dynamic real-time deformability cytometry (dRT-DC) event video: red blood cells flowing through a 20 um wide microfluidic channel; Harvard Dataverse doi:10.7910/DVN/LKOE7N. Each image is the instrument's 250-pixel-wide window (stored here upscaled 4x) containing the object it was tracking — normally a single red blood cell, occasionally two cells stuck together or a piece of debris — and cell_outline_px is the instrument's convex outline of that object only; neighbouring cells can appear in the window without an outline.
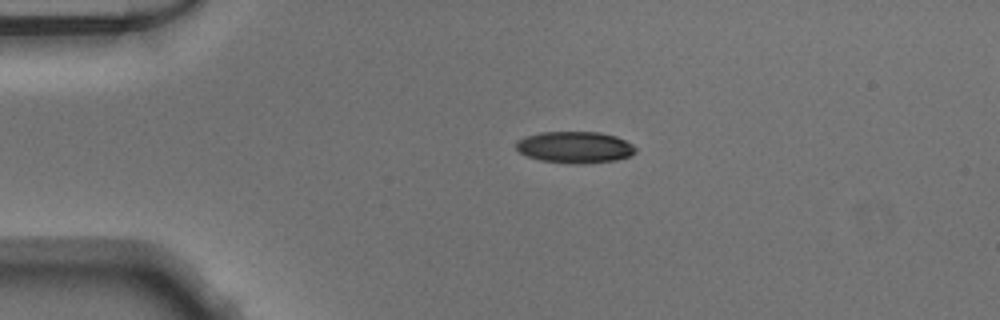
{"species": "Egyptian fruit bat (a non-hibernating species)", "species_latin": "Rousettus aegyptiacus", "temperature_condition": "warm", "stored_images_in_passage": 40, "camera_frame_rate_fps": 3000, "um_per_image_px": 0.085, "animal": {"sex": "male"}, "frame": {"image": 1, "passage_image": 1, "time_ms": 0.0, "image_size_px": [1000, 320], "cell_outline_px": [[636, 152], [628, 156], [616, 160], [584, 164], [568, 164], [540, 160], [528, 156], [520, 152], [516, 148], [516, 140], [524, 136], [540, 132], [600, 132], [616, 136], [632, 144], [636, 148]], "centroid_in_image_um": [48.84, 12.52], "position_along_channel_um": 36.2, "area_um2": 22.14}}
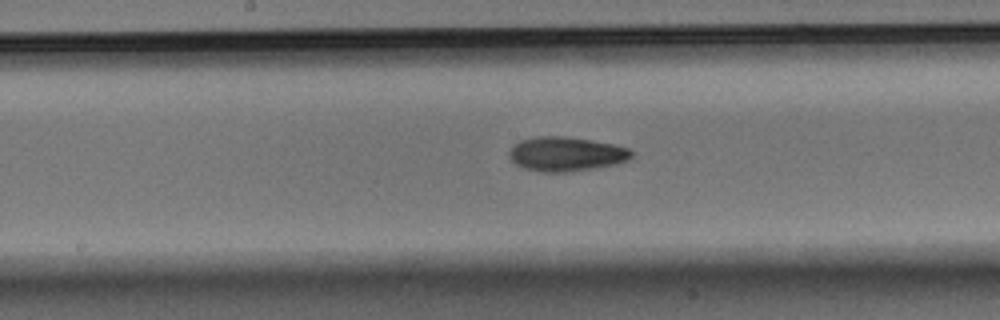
{"frame": {"image": 2, "passage_image": 16, "time_ms": 5.0, "image_size_px": [1000, 320], "cell_outline_px": [[632, 156], [628, 160], [616, 164], [592, 168], [564, 172], [544, 172], [524, 168], [516, 164], [508, 156], [508, 152], [520, 140], [536, 136], [564, 136], [592, 140], [616, 144], [628, 148], [632, 152]], "centroid_in_image_um": [48.12, 13.08], "position_along_channel_um": 200.1, "area_um2": 24.39}}
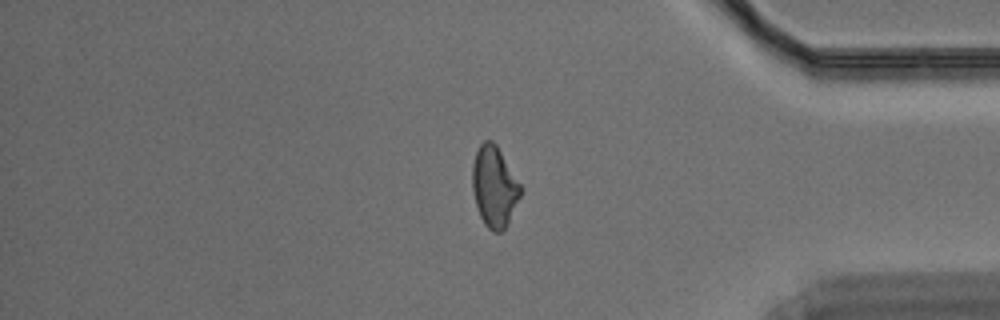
{"frame": {"image": 3, "passage_image": 32, "time_ms": 10.333, "image_size_px": [1000, 320], "cell_outline_px": [[524, 188], [504, 228], [500, 232], [492, 232], [484, 224], [480, 216], [476, 204], [472, 188], [472, 164], [476, 152], [480, 144], [484, 140], [492, 140], [496, 144]], "centroid_in_image_um": [42.01, 15.83], "position_along_channel_um": 393.2, "area_um2": 22.66}}